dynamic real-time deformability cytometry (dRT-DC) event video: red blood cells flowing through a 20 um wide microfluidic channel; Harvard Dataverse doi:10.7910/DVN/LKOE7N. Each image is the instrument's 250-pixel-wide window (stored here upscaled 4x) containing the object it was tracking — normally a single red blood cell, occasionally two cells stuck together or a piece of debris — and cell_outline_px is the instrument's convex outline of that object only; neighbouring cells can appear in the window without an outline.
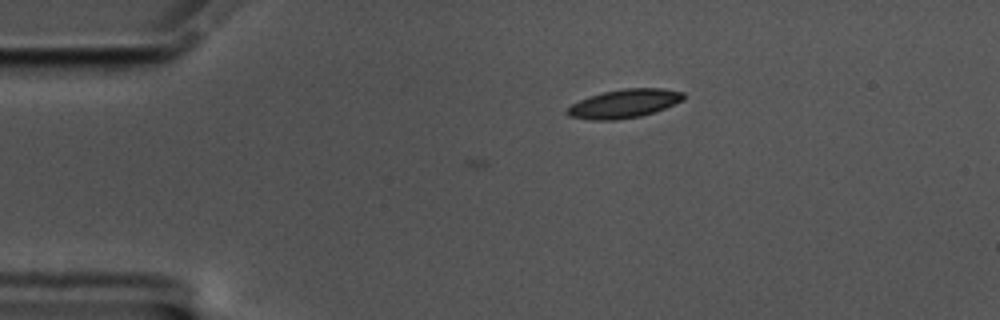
{"species": "common noctule bat (a hibernating species)", "species_latin": "Nyctalus noctula", "temperature_condition": "cold", "stored_images_in_passage": 8, "camera_frame_rate_fps": 3000, "um_per_image_px": 0.085, "animal": {"sex": "male", "body_mass_g": 17.5, "forearm_length_mm": 52.3}, "frame": {"image": 1, "passage_image": 8, "time_ms": 2.333, "image_size_px": [1000, 320], "cell_outline_px": [[684, 100], [664, 108], [640, 116], [616, 120], [588, 120], [568, 116], [564, 112], [572, 104], [588, 96], [604, 92], [624, 88], [660, 88], [684, 92]], "centroid_in_image_um": [53.02, 8.81], "position_along_channel_um": 32.0, "area_um2": 19.36}}